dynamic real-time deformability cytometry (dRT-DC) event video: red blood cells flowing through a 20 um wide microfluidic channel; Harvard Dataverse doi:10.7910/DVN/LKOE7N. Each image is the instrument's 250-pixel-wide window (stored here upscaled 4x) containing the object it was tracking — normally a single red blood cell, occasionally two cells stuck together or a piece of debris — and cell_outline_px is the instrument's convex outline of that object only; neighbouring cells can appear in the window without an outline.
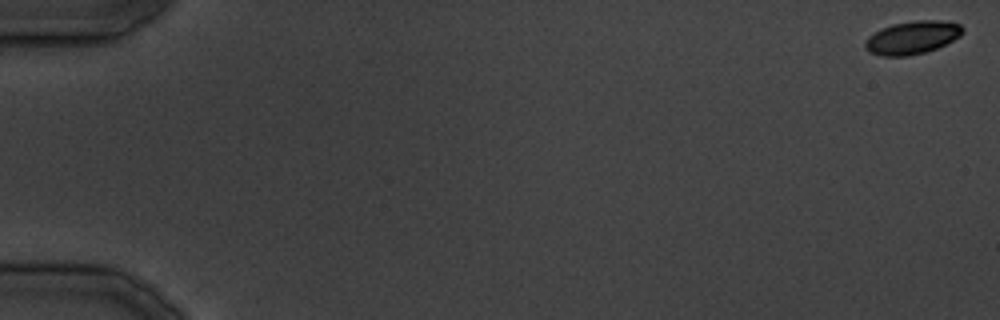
{"species": "common noctule bat (a hibernating species)", "species_latin": "Nyctalus noctula", "temperature_condition": "cold", "stored_images_in_passage": 8, "camera_frame_rate_fps": 3000, "um_per_image_px": 0.085, "animal": {"sex": "male", "body_mass_g": 19.5, "forearm_length_mm": 54.6}, "frame": {"image": 1, "passage_image": 1, "time_ms": 0.0, "image_size_px": [1000, 320], "cell_outline_px": [[964, 32], [960, 36], [936, 48], [924, 52], [908, 56], [880, 56], [868, 52], [864, 48], [864, 40], [868, 36], [892, 24], [916, 20], [940, 20], [960, 24], [964, 28]], "centroid_in_image_um": [77.52, 3.19], "position_along_channel_um": 7.5, "area_um2": 18.79}}